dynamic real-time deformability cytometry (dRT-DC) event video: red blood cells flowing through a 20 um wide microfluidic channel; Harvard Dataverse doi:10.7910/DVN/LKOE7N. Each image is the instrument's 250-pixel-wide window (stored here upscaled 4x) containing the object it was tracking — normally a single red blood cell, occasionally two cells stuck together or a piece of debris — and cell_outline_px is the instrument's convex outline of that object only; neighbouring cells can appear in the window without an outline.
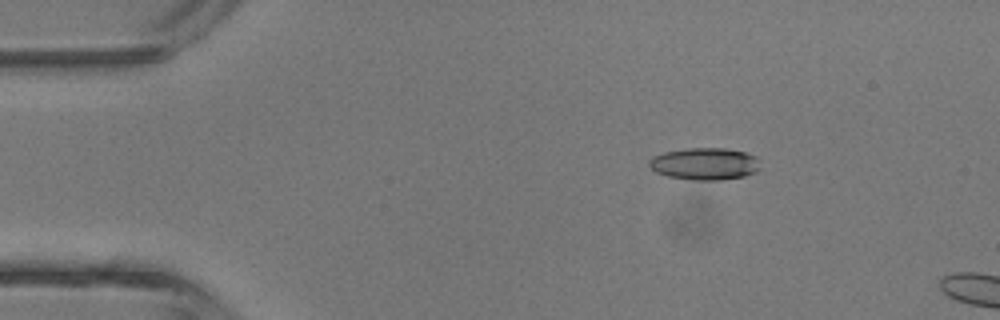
{"species": "common noctule bat (a hibernating species)", "species_latin": "Nyctalus noctula", "temperature_condition": "room temperature", "stored_images_in_passage": 2, "camera_frame_rate_fps": 3000, "um_per_image_px": 0.085, "animal": {"sex": "male", "body_mass_g": 13.3}, "frame": {"image": 1, "passage_image": 1, "time_ms": 0.0, "image_size_px": [1000, 320], "cell_outline_px": [[760, 168], [756, 172], [744, 176], [720, 180], [692, 180], [668, 176], [656, 172], [648, 164], [648, 160], [652, 156], [664, 152], [688, 148], [724, 148], [744, 152], [756, 156]], "centroid_in_image_um": [59.89, 13.92], "position_along_channel_um": 25.1, "area_um2": 20.81}}